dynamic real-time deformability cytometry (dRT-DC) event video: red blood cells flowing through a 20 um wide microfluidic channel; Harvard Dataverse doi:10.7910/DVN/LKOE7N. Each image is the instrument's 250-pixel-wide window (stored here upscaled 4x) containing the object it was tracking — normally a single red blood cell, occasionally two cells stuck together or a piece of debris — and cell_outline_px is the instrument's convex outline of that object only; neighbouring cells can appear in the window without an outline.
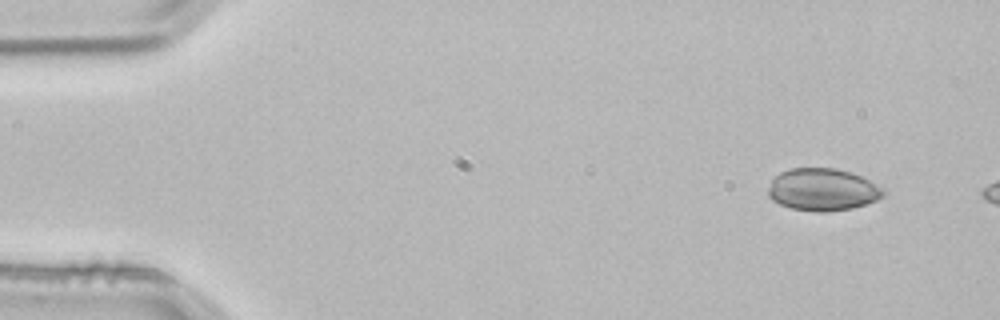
{"species": "common noctule bat (a hibernating species)", "species_latin": "Nyctalus noctula", "temperature_condition": "room temperature", "stored_images_in_passage": 2, "camera_frame_rate_fps": 3000, "um_per_image_px": 0.085, "animal": {"sex": "male", "body_mass_g": 21.5, "forearm_length_mm": 52.0}, "frame": {"image": 1, "passage_image": 1, "time_ms": 0.0, "image_size_px": [1000, 320], "cell_outline_px": [[884, 196], [876, 200], [852, 208], [828, 212], [816, 212], [792, 208], [780, 204], [772, 200], [768, 196], [768, 188], [772, 180], [780, 172], [788, 168], [836, 168], [860, 176], [868, 180], [880, 188], [884, 192]], "centroid_in_image_um": [69.87, 16.12], "position_along_channel_um": 15.1, "area_um2": 28.15}}